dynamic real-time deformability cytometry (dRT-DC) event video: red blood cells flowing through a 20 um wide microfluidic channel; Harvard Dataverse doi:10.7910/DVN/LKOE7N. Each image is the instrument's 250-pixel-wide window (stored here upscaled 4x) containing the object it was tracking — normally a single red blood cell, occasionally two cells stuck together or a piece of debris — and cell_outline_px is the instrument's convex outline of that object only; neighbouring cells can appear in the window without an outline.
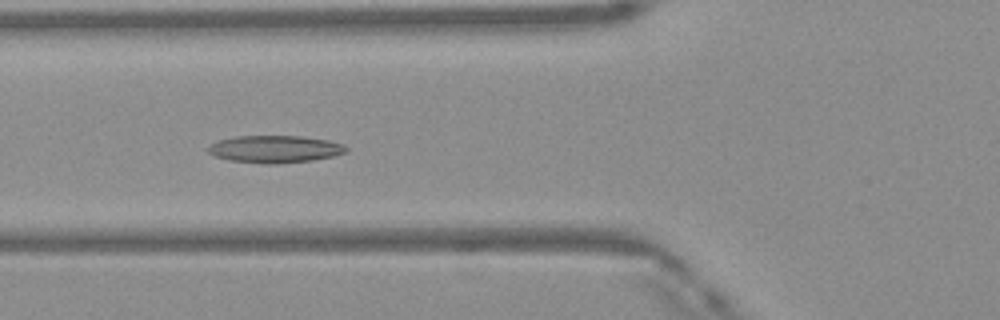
{"species": "Egyptian fruit bat (a non-hibernating species)", "species_latin": "Rousettus aegyptiacus", "temperature_condition": "warm", "stored_images_in_passage": 47, "camera_frame_rate_fps": 3000, "um_per_image_px": 0.085, "frame": {"image": 1, "passage_image": 17, "time_ms": 5.333, "image_size_px": [1000, 320], "cell_outline_px": [[348, 148], [344, 152], [332, 156], [312, 160], [276, 164], [264, 164], [228, 160], [216, 156], [208, 152], [208, 148], [212, 144], [220, 140], [236, 136], [300, 136], [328, 140], [340, 144]], "centroid_in_image_um": [23.34, 12.68], "position_along_channel_um": 102.5, "area_um2": 21.68}}
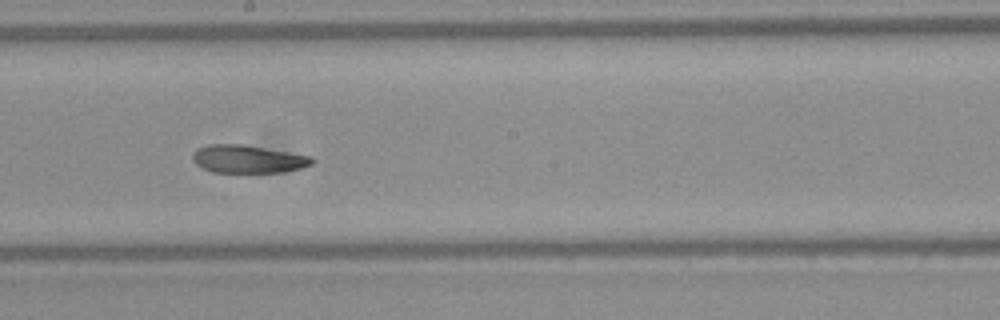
{"frame": {"image": 2, "passage_image": 26, "time_ms": 8.333, "image_size_px": [1000, 320], "cell_outline_px": [[316, 160], [312, 164], [300, 168], [284, 172], [212, 172], [196, 164], [192, 160], [192, 156], [196, 148], [208, 144], [244, 144], [312, 156]], "centroid_in_image_um": [21.08, 13.51], "position_along_channel_um": 227.1, "area_um2": 19.54}}
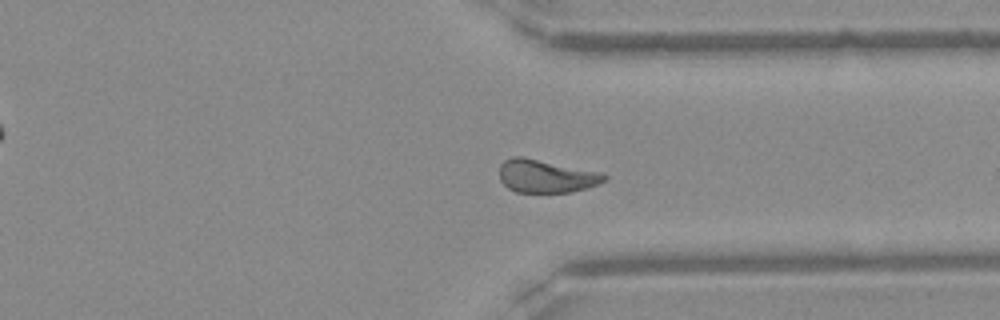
{"frame": {"image": 3, "passage_image": 36, "time_ms": 11.667, "image_size_px": [1000, 320], "cell_outline_px": [[608, 176], [604, 180], [596, 184], [572, 192], [516, 192], [508, 188], [500, 180], [500, 164], [504, 160], [512, 156], [524, 156], [600, 172]], "centroid_in_image_um": [46.37, 14.95], "position_along_channel_um": 365.0, "area_um2": 20.11}, "authors_computed_cell_mechanics": {"area_um2": 21.097, "velocity_mm_per_s": 4.1414, "shape_relaxation_time_tau1_ms": null, "shape_relaxation_time_tau2_ms": 4.711, "deformation_change_tau1": null, "deformation_change_tau2": 0.1112}}